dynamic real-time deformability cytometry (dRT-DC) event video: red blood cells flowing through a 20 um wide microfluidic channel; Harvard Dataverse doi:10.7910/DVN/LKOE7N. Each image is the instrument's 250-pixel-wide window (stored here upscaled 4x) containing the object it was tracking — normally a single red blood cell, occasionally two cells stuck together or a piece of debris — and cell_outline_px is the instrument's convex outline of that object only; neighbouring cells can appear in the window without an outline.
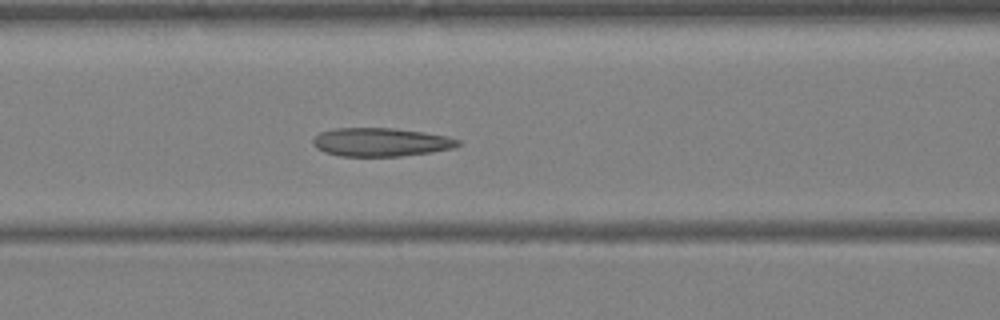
{"species": "Egyptian fruit bat (a non-hibernating species)", "species_latin": "Rousettus aegyptiacus", "temperature_condition": "warm", "stored_images_in_passage": 32, "camera_frame_rate_fps": 3000, "um_per_image_px": 0.085, "animal": {"sex": "female"}, "frame": {"image": 1, "passage_image": 9, "time_ms": 2.667, "image_size_px": [1000, 320], "cell_outline_px": [[460, 144], [452, 148], [428, 152], [400, 156], [340, 156], [324, 152], [316, 148], [312, 144], [312, 140], [320, 132], [336, 128], [396, 128], [424, 132], [448, 136], [460, 140]], "centroid_in_image_um": [32.34, 12.07], "position_along_channel_um": 134.3, "area_um2": 24.04}}
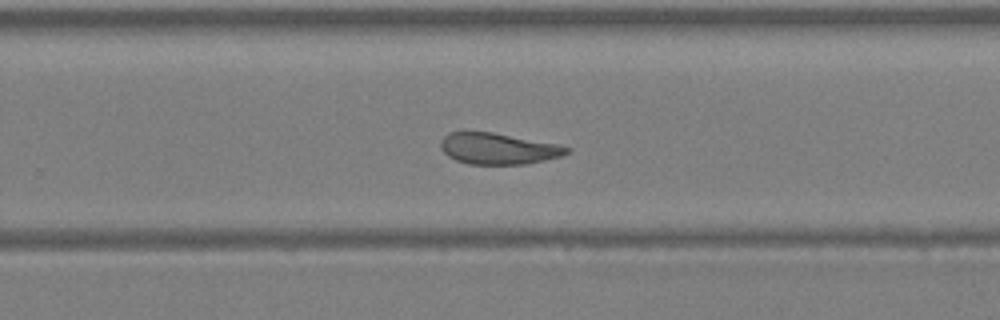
{"frame": {"image": 2, "passage_image": 18, "time_ms": 5.667, "image_size_px": [1000, 320], "cell_outline_px": [[572, 148], [568, 152], [560, 156], [528, 164], [468, 164], [456, 160], [448, 156], [440, 148], [440, 140], [448, 132], [492, 132], [560, 144]], "centroid_in_image_um": [42.34, 12.63], "position_along_channel_um": 287.5, "area_um2": 23.0}}
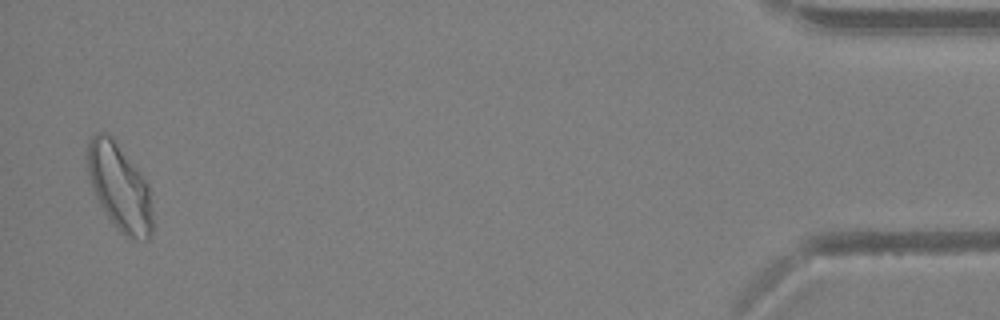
{"frame": {"image": 3, "passage_image": 31, "time_ms": 10.0, "image_size_px": [1000, 320], "cell_outline_px": [[152, 236], [148, 240], [144, 240], [124, 236], [120, 232], [108, 216], [100, 204], [92, 188], [84, 160], [84, 156], [88, 140], [96, 132], [108, 132], [112, 136], [140, 172], [148, 184], [152, 192]], "centroid_in_image_um": [10.14, 15.87], "position_along_channel_um": 425.1, "area_um2": 33.58}}